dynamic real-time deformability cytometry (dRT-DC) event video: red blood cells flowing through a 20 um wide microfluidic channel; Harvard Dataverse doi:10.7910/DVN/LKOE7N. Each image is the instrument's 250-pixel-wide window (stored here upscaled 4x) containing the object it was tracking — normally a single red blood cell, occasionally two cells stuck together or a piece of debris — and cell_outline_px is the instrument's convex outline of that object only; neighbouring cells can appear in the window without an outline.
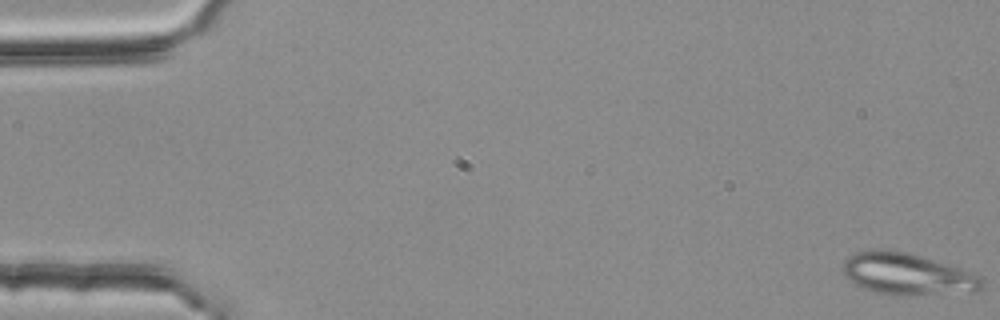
{"species": "common noctule bat (a hibernating species)", "species_latin": "Nyctalus noctula", "temperature_condition": "room temperature", "stored_images_in_passage": 5, "camera_frame_rate_fps": 3000, "um_per_image_px": 0.085, "animal": {"sex": "female", "body_mass_g": 25.1}, "frame": {"image": 1, "passage_image": 1, "time_ms": 0.0, "image_size_px": [1000, 320], "cell_outline_px": [[984, 288], [976, 292], [908, 296], [892, 296], [872, 292], [848, 280], [840, 268], [844, 260], [848, 256], [856, 252], [876, 248], [880, 248], [908, 252], [980, 276], [984, 280]], "centroid_in_image_um": [77.07, 23.32], "position_along_channel_um": 7.9, "area_um2": 34.33}}